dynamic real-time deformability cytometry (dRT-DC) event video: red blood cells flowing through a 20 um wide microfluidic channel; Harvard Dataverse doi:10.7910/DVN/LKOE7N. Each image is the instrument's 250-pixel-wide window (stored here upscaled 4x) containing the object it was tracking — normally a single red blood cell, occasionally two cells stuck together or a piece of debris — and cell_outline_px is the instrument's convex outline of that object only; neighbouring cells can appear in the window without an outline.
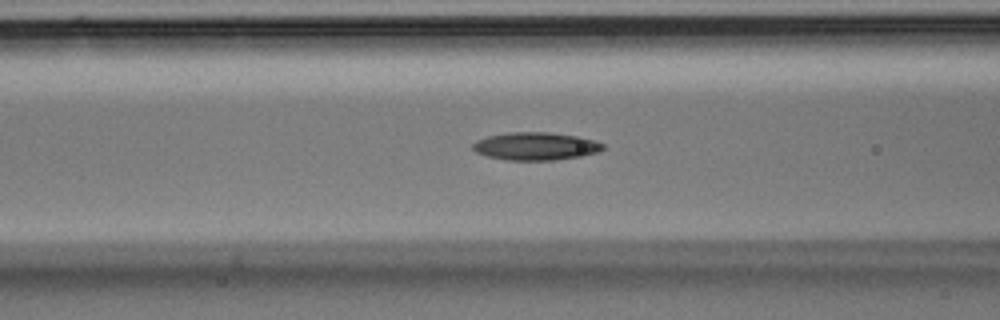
{"species": "Egyptian fruit bat (a non-hibernating species)", "species_latin": "Rousettus aegyptiacus", "temperature_condition": "room temperature", "stored_images_in_passage": 40, "camera_frame_rate_fps": 3000, "um_per_image_px": 0.085, "animal": {"sex": "male"}, "frame": {"image": 1, "passage_image": 10, "time_ms": 3.0, "image_size_px": [1000, 320], "cell_outline_px": [[604, 148], [596, 152], [580, 156], [556, 160], [508, 160], [488, 156], [476, 152], [472, 148], [472, 144], [476, 140], [488, 136], [508, 132], [548, 132], [580, 136], [604, 144]], "centroid_in_image_um": [45.51, 12.42], "position_along_channel_um": 121.1, "area_um2": 21.04}}
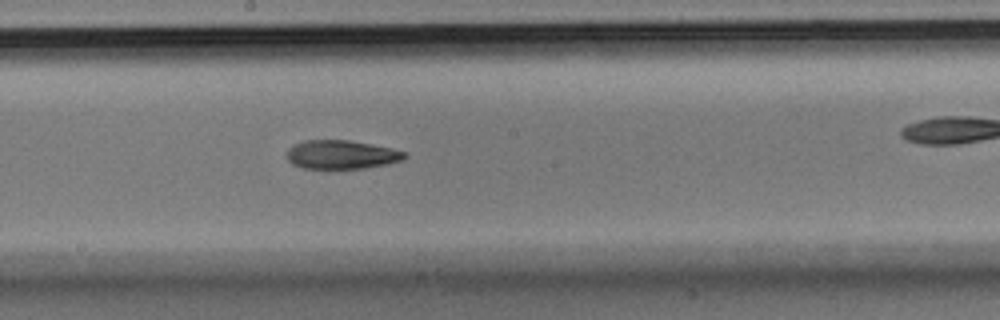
{"frame": {"image": 2, "passage_image": 17, "time_ms": 5.333, "image_size_px": [1000, 320], "cell_outline_px": [[408, 156], [404, 160], [388, 164], [364, 168], [304, 168], [292, 164], [288, 160], [288, 148], [304, 140], [348, 140], [372, 144], [392, 148], [408, 152]], "centroid_in_image_um": [29.09, 13.14], "position_along_channel_um": 219.1, "area_um2": 19.77}}
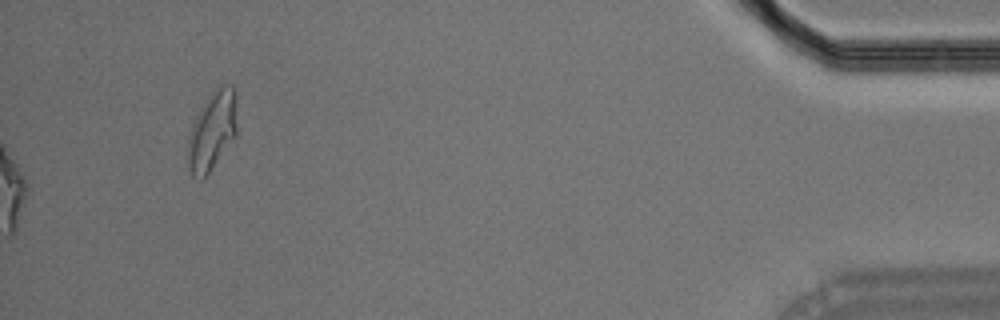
{"frame": {"image": 3, "passage_image": 40, "time_ms": 13.0, "image_size_px": [1000, 320], "cell_outline_px": [[236, 136], [208, 172], [200, 180], [192, 176], [188, 164], [188, 136], [192, 124], [196, 116], [204, 104], [216, 88], [224, 84], [232, 84], [236, 92]], "centroid_in_image_um": [18.05, 11.1], "position_along_channel_um": 417.2, "area_um2": 22.25}}